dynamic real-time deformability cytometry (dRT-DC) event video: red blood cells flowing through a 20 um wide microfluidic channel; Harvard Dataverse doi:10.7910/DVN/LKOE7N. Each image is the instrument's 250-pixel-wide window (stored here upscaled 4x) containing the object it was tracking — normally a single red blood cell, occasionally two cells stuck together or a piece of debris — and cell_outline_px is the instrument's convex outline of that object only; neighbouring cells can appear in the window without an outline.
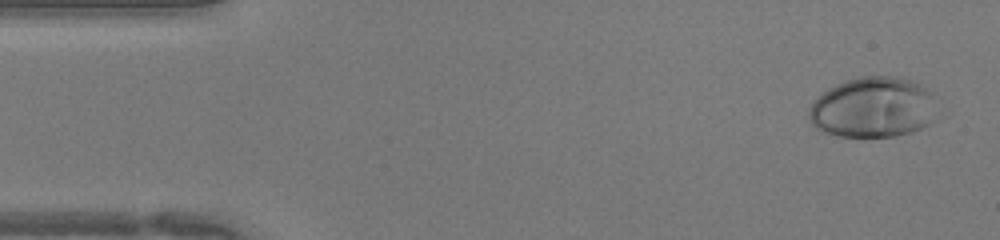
{"species": "human", "species_latin": "Homo sapiens", "temperature_condition": "warm", "stored_images_in_passage": 44, "camera_frame_rate_fps": 3000, "um_per_image_px": 0.085, "donor": {"sex": "female"}, "frame": {"image": 1, "passage_image": 2, "time_ms": 0.333, "image_size_px": [1000, 240], "cell_outline_px": [[944, 116], [940, 120], [912, 132], [896, 136], [836, 136], [824, 132], [816, 128], [812, 124], [808, 116], [808, 108], [828, 88], [844, 80], [860, 76], [896, 76], [920, 84], [928, 88], [932, 92]], "centroid_in_image_um": [74.34, 9.14], "position_along_channel_um": 10.7, "area_um2": 46.47}}
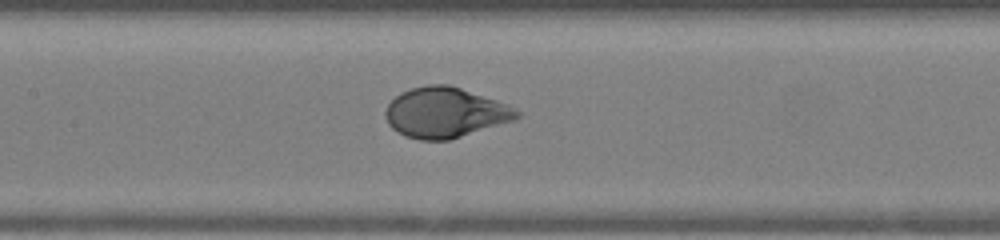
{"frame": {"image": 2, "passage_image": 20, "time_ms": 6.333, "image_size_px": [1000, 240], "cell_outline_px": [[520, 116], [512, 120], [448, 140], [420, 140], [404, 136], [392, 128], [388, 124], [384, 116], [384, 112], [388, 104], [400, 92], [412, 88], [428, 84], [448, 84], [508, 104], [520, 112]], "centroid_in_image_um": [37.78, 9.56], "position_along_channel_um": 169.6, "area_um2": 38.15}}
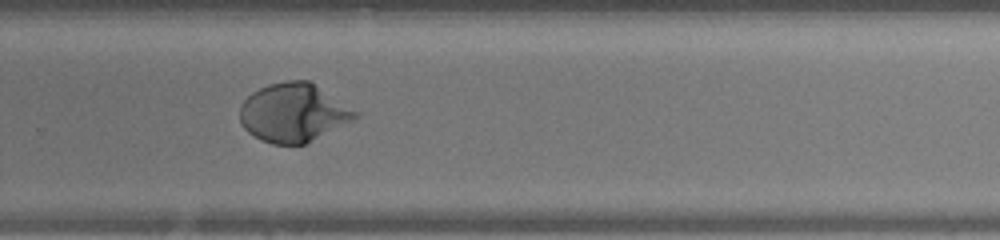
{"frame": {"image": 3, "passage_image": 29, "time_ms": 9.333, "image_size_px": [1000, 240], "cell_outline_px": [[360, 116], [304, 144], [272, 144], [260, 140], [248, 132], [244, 128], [240, 120], [240, 104], [252, 92], [268, 84], [288, 80], [308, 80], [360, 112]], "centroid_in_image_um": [24.92, 9.57], "position_along_channel_um": 304.9, "area_um2": 39.19}}